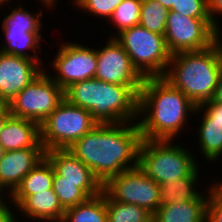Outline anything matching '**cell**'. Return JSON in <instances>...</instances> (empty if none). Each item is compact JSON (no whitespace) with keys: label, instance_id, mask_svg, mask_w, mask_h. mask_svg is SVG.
<instances>
[{"label":"cell","instance_id":"836d02e7","mask_svg":"<svg viewBox=\"0 0 222 222\" xmlns=\"http://www.w3.org/2000/svg\"><path fill=\"white\" fill-rule=\"evenodd\" d=\"M10 201L4 204H0V222H19L21 221L16 214V208L12 207L14 206L11 204ZM13 209H15L13 211ZM17 216V217H16ZM18 219V220H17Z\"/></svg>","mask_w":222,"mask_h":222},{"label":"cell","instance_id":"b9f144b4","mask_svg":"<svg viewBox=\"0 0 222 222\" xmlns=\"http://www.w3.org/2000/svg\"><path fill=\"white\" fill-rule=\"evenodd\" d=\"M4 153H5V150H4V148L0 145V161H1V159L3 158Z\"/></svg>","mask_w":222,"mask_h":222},{"label":"cell","instance_id":"7c38bea8","mask_svg":"<svg viewBox=\"0 0 222 222\" xmlns=\"http://www.w3.org/2000/svg\"><path fill=\"white\" fill-rule=\"evenodd\" d=\"M102 48L97 46L95 79L130 86L138 95L144 78L132 66L127 52L115 38H108Z\"/></svg>","mask_w":222,"mask_h":222},{"label":"cell","instance_id":"ffe728a7","mask_svg":"<svg viewBox=\"0 0 222 222\" xmlns=\"http://www.w3.org/2000/svg\"><path fill=\"white\" fill-rule=\"evenodd\" d=\"M53 190L66 210L84 203L88 198L100 195L103 192V184L101 182L60 181V175L54 170Z\"/></svg>","mask_w":222,"mask_h":222},{"label":"cell","instance_id":"5bb4252c","mask_svg":"<svg viewBox=\"0 0 222 222\" xmlns=\"http://www.w3.org/2000/svg\"><path fill=\"white\" fill-rule=\"evenodd\" d=\"M45 157L44 148L7 151L0 161V185L11 195L22 179Z\"/></svg>","mask_w":222,"mask_h":222},{"label":"cell","instance_id":"7a4b0ae2","mask_svg":"<svg viewBox=\"0 0 222 222\" xmlns=\"http://www.w3.org/2000/svg\"><path fill=\"white\" fill-rule=\"evenodd\" d=\"M195 109V104L163 77L144 78L137 121L142 139H177L183 128L188 127Z\"/></svg>","mask_w":222,"mask_h":222},{"label":"cell","instance_id":"d590c367","mask_svg":"<svg viewBox=\"0 0 222 222\" xmlns=\"http://www.w3.org/2000/svg\"><path fill=\"white\" fill-rule=\"evenodd\" d=\"M11 116L12 114L8 106L0 113V133Z\"/></svg>","mask_w":222,"mask_h":222},{"label":"cell","instance_id":"83f0119b","mask_svg":"<svg viewBox=\"0 0 222 222\" xmlns=\"http://www.w3.org/2000/svg\"><path fill=\"white\" fill-rule=\"evenodd\" d=\"M141 3L142 0H123L116 7L108 20H111L117 31H115L114 35L109 36V38H115L122 31L139 25Z\"/></svg>","mask_w":222,"mask_h":222},{"label":"cell","instance_id":"f1b7e54d","mask_svg":"<svg viewBox=\"0 0 222 222\" xmlns=\"http://www.w3.org/2000/svg\"><path fill=\"white\" fill-rule=\"evenodd\" d=\"M73 5L76 8H79L81 11L92 14V16L96 18H105L104 20H108L116 7L123 0H72Z\"/></svg>","mask_w":222,"mask_h":222},{"label":"cell","instance_id":"52a82bcc","mask_svg":"<svg viewBox=\"0 0 222 222\" xmlns=\"http://www.w3.org/2000/svg\"><path fill=\"white\" fill-rule=\"evenodd\" d=\"M98 123L91 113L64 99L41 123L40 141L45 151L68 149Z\"/></svg>","mask_w":222,"mask_h":222},{"label":"cell","instance_id":"5b68a950","mask_svg":"<svg viewBox=\"0 0 222 222\" xmlns=\"http://www.w3.org/2000/svg\"><path fill=\"white\" fill-rule=\"evenodd\" d=\"M174 141L142 139L140 143L138 166L159 185L189 176L200 164L192 155L195 152Z\"/></svg>","mask_w":222,"mask_h":222},{"label":"cell","instance_id":"2e32d148","mask_svg":"<svg viewBox=\"0 0 222 222\" xmlns=\"http://www.w3.org/2000/svg\"><path fill=\"white\" fill-rule=\"evenodd\" d=\"M5 152L26 148H43L40 125L35 121L11 116L0 133Z\"/></svg>","mask_w":222,"mask_h":222},{"label":"cell","instance_id":"30bf717a","mask_svg":"<svg viewBox=\"0 0 222 222\" xmlns=\"http://www.w3.org/2000/svg\"><path fill=\"white\" fill-rule=\"evenodd\" d=\"M103 191L114 201L138 205L152 215L161 206L160 185L139 166L110 177Z\"/></svg>","mask_w":222,"mask_h":222},{"label":"cell","instance_id":"9c48e42d","mask_svg":"<svg viewBox=\"0 0 222 222\" xmlns=\"http://www.w3.org/2000/svg\"><path fill=\"white\" fill-rule=\"evenodd\" d=\"M64 99V90L49 76V71L44 69L7 106L12 116L41 125Z\"/></svg>","mask_w":222,"mask_h":222},{"label":"cell","instance_id":"603a6c76","mask_svg":"<svg viewBox=\"0 0 222 222\" xmlns=\"http://www.w3.org/2000/svg\"><path fill=\"white\" fill-rule=\"evenodd\" d=\"M199 169L200 167H197L189 176L177 179L175 182L162 183L160 185L161 204L196 200L203 193L199 188L197 189L198 178L201 179L202 173L198 171Z\"/></svg>","mask_w":222,"mask_h":222},{"label":"cell","instance_id":"cb8c5ba5","mask_svg":"<svg viewBox=\"0 0 222 222\" xmlns=\"http://www.w3.org/2000/svg\"><path fill=\"white\" fill-rule=\"evenodd\" d=\"M62 222H108L106 193L103 191L84 203L67 208Z\"/></svg>","mask_w":222,"mask_h":222},{"label":"cell","instance_id":"44dd1931","mask_svg":"<svg viewBox=\"0 0 222 222\" xmlns=\"http://www.w3.org/2000/svg\"><path fill=\"white\" fill-rule=\"evenodd\" d=\"M2 30L5 42L3 43V46L1 44L0 50L3 53L22 56L29 59H40L38 52H42L41 40H43V43L45 41V36L41 33L42 31ZM30 50L32 51V54L28 52Z\"/></svg>","mask_w":222,"mask_h":222},{"label":"cell","instance_id":"f546056e","mask_svg":"<svg viewBox=\"0 0 222 222\" xmlns=\"http://www.w3.org/2000/svg\"><path fill=\"white\" fill-rule=\"evenodd\" d=\"M209 183L210 187L204 190L208 194L206 222H222V180Z\"/></svg>","mask_w":222,"mask_h":222},{"label":"cell","instance_id":"1f68e13d","mask_svg":"<svg viewBox=\"0 0 222 222\" xmlns=\"http://www.w3.org/2000/svg\"><path fill=\"white\" fill-rule=\"evenodd\" d=\"M210 120L211 123L222 124V105L212 99L197 106Z\"/></svg>","mask_w":222,"mask_h":222},{"label":"cell","instance_id":"ac0fdd59","mask_svg":"<svg viewBox=\"0 0 222 222\" xmlns=\"http://www.w3.org/2000/svg\"><path fill=\"white\" fill-rule=\"evenodd\" d=\"M45 156L60 175V181L100 182L92 170L68 149L45 151Z\"/></svg>","mask_w":222,"mask_h":222},{"label":"cell","instance_id":"8fae6325","mask_svg":"<svg viewBox=\"0 0 222 222\" xmlns=\"http://www.w3.org/2000/svg\"><path fill=\"white\" fill-rule=\"evenodd\" d=\"M63 42L53 56L52 68L56 74L49 76L65 90L73 83L95 77L96 49L75 41Z\"/></svg>","mask_w":222,"mask_h":222},{"label":"cell","instance_id":"ab89813d","mask_svg":"<svg viewBox=\"0 0 222 222\" xmlns=\"http://www.w3.org/2000/svg\"><path fill=\"white\" fill-rule=\"evenodd\" d=\"M10 2H12L11 0H0V7H4L5 5H6V7H8V6H11L12 7V5H10ZM7 4H9L8 6H7Z\"/></svg>","mask_w":222,"mask_h":222},{"label":"cell","instance_id":"8992f818","mask_svg":"<svg viewBox=\"0 0 222 222\" xmlns=\"http://www.w3.org/2000/svg\"><path fill=\"white\" fill-rule=\"evenodd\" d=\"M115 39L127 52L132 66L143 78L165 75L171 54L164 35L137 25L122 31Z\"/></svg>","mask_w":222,"mask_h":222},{"label":"cell","instance_id":"ba28073f","mask_svg":"<svg viewBox=\"0 0 222 222\" xmlns=\"http://www.w3.org/2000/svg\"><path fill=\"white\" fill-rule=\"evenodd\" d=\"M221 36L211 19L191 18L169 10L164 37L171 55L207 49Z\"/></svg>","mask_w":222,"mask_h":222},{"label":"cell","instance_id":"7402d4cb","mask_svg":"<svg viewBox=\"0 0 222 222\" xmlns=\"http://www.w3.org/2000/svg\"><path fill=\"white\" fill-rule=\"evenodd\" d=\"M198 116L202 115L198 120L196 133L198 134V148L208 163H214L221 159L222 155V124L211 123V120L198 108L196 107L195 113ZM199 129V130H198ZM198 131V132H197ZM214 161V162H213Z\"/></svg>","mask_w":222,"mask_h":222},{"label":"cell","instance_id":"4fadbf2b","mask_svg":"<svg viewBox=\"0 0 222 222\" xmlns=\"http://www.w3.org/2000/svg\"><path fill=\"white\" fill-rule=\"evenodd\" d=\"M40 59L3 53L0 50V99L7 105L19 92L34 81L45 69Z\"/></svg>","mask_w":222,"mask_h":222},{"label":"cell","instance_id":"e0dca14e","mask_svg":"<svg viewBox=\"0 0 222 222\" xmlns=\"http://www.w3.org/2000/svg\"><path fill=\"white\" fill-rule=\"evenodd\" d=\"M208 195L202 193L196 200L161 204L152 216V222H206Z\"/></svg>","mask_w":222,"mask_h":222},{"label":"cell","instance_id":"484cf974","mask_svg":"<svg viewBox=\"0 0 222 222\" xmlns=\"http://www.w3.org/2000/svg\"><path fill=\"white\" fill-rule=\"evenodd\" d=\"M108 222H152V214L135 204L121 203L112 200L106 194Z\"/></svg>","mask_w":222,"mask_h":222},{"label":"cell","instance_id":"6da1fadb","mask_svg":"<svg viewBox=\"0 0 222 222\" xmlns=\"http://www.w3.org/2000/svg\"><path fill=\"white\" fill-rule=\"evenodd\" d=\"M141 141L138 122L98 124L68 150L104 184L110 177L138 166Z\"/></svg>","mask_w":222,"mask_h":222},{"label":"cell","instance_id":"d6a6232c","mask_svg":"<svg viewBox=\"0 0 222 222\" xmlns=\"http://www.w3.org/2000/svg\"><path fill=\"white\" fill-rule=\"evenodd\" d=\"M207 2L208 13L212 20V23L222 32V28L220 27L222 23L218 22L219 18H216V16H222V0H207Z\"/></svg>","mask_w":222,"mask_h":222},{"label":"cell","instance_id":"277c9868","mask_svg":"<svg viewBox=\"0 0 222 222\" xmlns=\"http://www.w3.org/2000/svg\"><path fill=\"white\" fill-rule=\"evenodd\" d=\"M221 74L222 36L207 49L171 55L163 78L197 107L213 98Z\"/></svg>","mask_w":222,"mask_h":222},{"label":"cell","instance_id":"e575fe53","mask_svg":"<svg viewBox=\"0 0 222 222\" xmlns=\"http://www.w3.org/2000/svg\"><path fill=\"white\" fill-rule=\"evenodd\" d=\"M212 100L222 105V74L219 77Z\"/></svg>","mask_w":222,"mask_h":222},{"label":"cell","instance_id":"9a60e30c","mask_svg":"<svg viewBox=\"0 0 222 222\" xmlns=\"http://www.w3.org/2000/svg\"><path fill=\"white\" fill-rule=\"evenodd\" d=\"M16 211L19 218L24 216L28 221L31 219L32 222L33 220L34 222H39V220L40 222H62L65 214V209L60 204L53 189L28 195L17 206Z\"/></svg>","mask_w":222,"mask_h":222},{"label":"cell","instance_id":"d4e9b609","mask_svg":"<svg viewBox=\"0 0 222 222\" xmlns=\"http://www.w3.org/2000/svg\"><path fill=\"white\" fill-rule=\"evenodd\" d=\"M18 6L15 8H11V12L8 11L6 16L4 17L1 29H12L18 31H41L42 30V21L43 18V10L40 12L37 11L33 14V12L27 10V8L22 7L21 4H17Z\"/></svg>","mask_w":222,"mask_h":222},{"label":"cell","instance_id":"74e56055","mask_svg":"<svg viewBox=\"0 0 222 222\" xmlns=\"http://www.w3.org/2000/svg\"><path fill=\"white\" fill-rule=\"evenodd\" d=\"M5 190L2 188V186L0 185V204H4L9 202L8 200H10V195L8 192H4ZM7 193V194H6ZM6 194V195H5ZM7 196V197H5ZM6 198V199H5ZM7 201V202H6Z\"/></svg>","mask_w":222,"mask_h":222},{"label":"cell","instance_id":"8d00e7d4","mask_svg":"<svg viewBox=\"0 0 222 222\" xmlns=\"http://www.w3.org/2000/svg\"><path fill=\"white\" fill-rule=\"evenodd\" d=\"M39 1L41 2L40 5H44L43 7L51 10L52 8L55 9V7H57L56 3L58 2V0H39Z\"/></svg>","mask_w":222,"mask_h":222},{"label":"cell","instance_id":"60d3db41","mask_svg":"<svg viewBox=\"0 0 222 222\" xmlns=\"http://www.w3.org/2000/svg\"><path fill=\"white\" fill-rule=\"evenodd\" d=\"M7 107V104L0 99V113Z\"/></svg>","mask_w":222,"mask_h":222},{"label":"cell","instance_id":"4316f807","mask_svg":"<svg viewBox=\"0 0 222 222\" xmlns=\"http://www.w3.org/2000/svg\"><path fill=\"white\" fill-rule=\"evenodd\" d=\"M169 10L157 0H142L139 25L150 32L164 35Z\"/></svg>","mask_w":222,"mask_h":222},{"label":"cell","instance_id":"3957f363","mask_svg":"<svg viewBox=\"0 0 222 222\" xmlns=\"http://www.w3.org/2000/svg\"><path fill=\"white\" fill-rule=\"evenodd\" d=\"M65 99L88 110L98 124L138 121L139 95L127 85L95 78L73 83L64 90Z\"/></svg>","mask_w":222,"mask_h":222},{"label":"cell","instance_id":"f35d334b","mask_svg":"<svg viewBox=\"0 0 222 222\" xmlns=\"http://www.w3.org/2000/svg\"><path fill=\"white\" fill-rule=\"evenodd\" d=\"M162 6L167 8L168 10L171 9L172 5H175V0H157Z\"/></svg>","mask_w":222,"mask_h":222},{"label":"cell","instance_id":"d6986e66","mask_svg":"<svg viewBox=\"0 0 222 222\" xmlns=\"http://www.w3.org/2000/svg\"><path fill=\"white\" fill-rule=\"evenodd\" d=\"M54 167L45 156L10 195V203L17 207L28 195L53 189Z\"/></svg>","mask_w":222,"mask_h":222},{"label":"cell","instance_id":"4dcf8cb0","mask_svg":"<svg viewBox=\"0 0 222 222\" xmlns=\"http://www.w3.org/2000/svg\"><path fill=\"white\" fill-rule=\"evenodd\" d=\"M170 10L191 18L211 19L207 0H175Z\"/></svg>","mask_w":222,"mask_h":222}]
</instances>
